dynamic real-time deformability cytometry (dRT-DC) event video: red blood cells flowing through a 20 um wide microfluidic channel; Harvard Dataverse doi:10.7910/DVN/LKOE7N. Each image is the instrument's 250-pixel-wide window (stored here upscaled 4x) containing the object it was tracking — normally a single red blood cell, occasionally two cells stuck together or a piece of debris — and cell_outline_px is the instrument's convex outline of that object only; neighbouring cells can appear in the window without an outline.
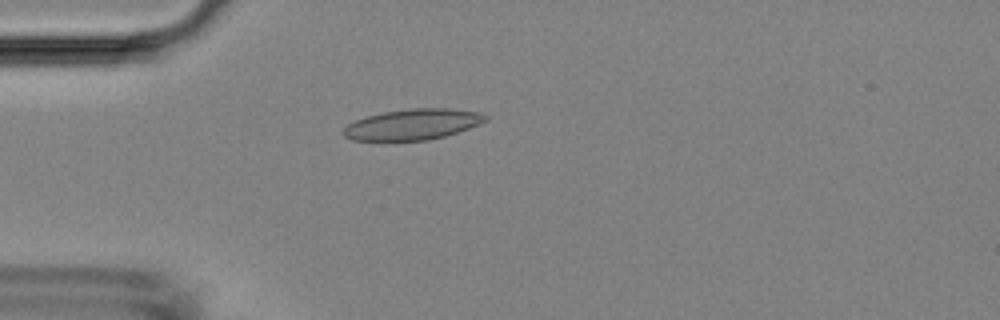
{"species": "Egyptian fruit bat (a non-hibernating species)", "species_latin": "Rousettus aegyptiacus", "temperature_condition": "room temperature", "stored_images_in_passage": 52, "camera_frame_rate_fps": 3000, "um_per_image_px": 0.085, "animal": {"sex": "female"}, "frame": {"image": 1, "passage_image": 14, "time_ms": 4.333, "image_size_px": [1000, 320], "cell_outline_px": [[488, 120], [468, 128], [444, 136], [428, 140], [352, 140], [344, 136], [340, 132], [348, 124], [356, 120], [368, 116], [384, 112], [412, 108], [448, 108], [480, 112], [488, 116]], "centroid_in_image_um": [35.08, 10.57], "position_along_channel_um": 49.9, "area_um2": 25.26}}
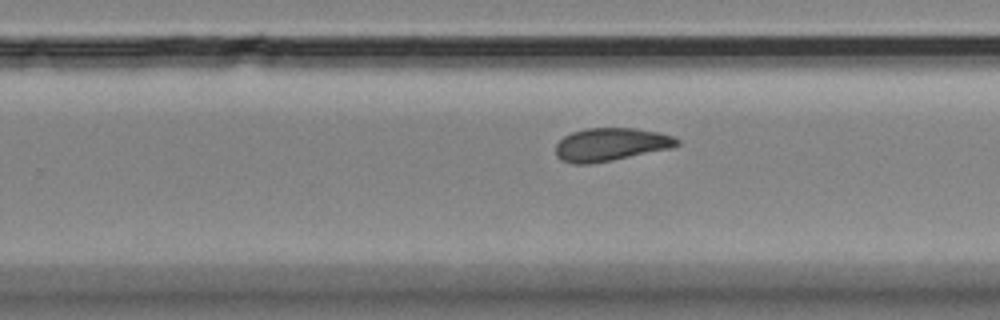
{"frame": {"image": 2, "passage_image": 33, "time_ms": 10.667, "image_size_px": [1000, 320], "cell_outline_px": [[680, 144], [672, 148], [592, 164], [572, 164], [560, 160], [556, 156], [556, 144], [564, 136], [572, 132], [588, 128], [636, 128], [656, 132], [672, 136], [680, 140]], "centroid_in_image_um": [51.89, 12.29], "position_along_channel_um": 277.9, "area_um2": 23.41}}
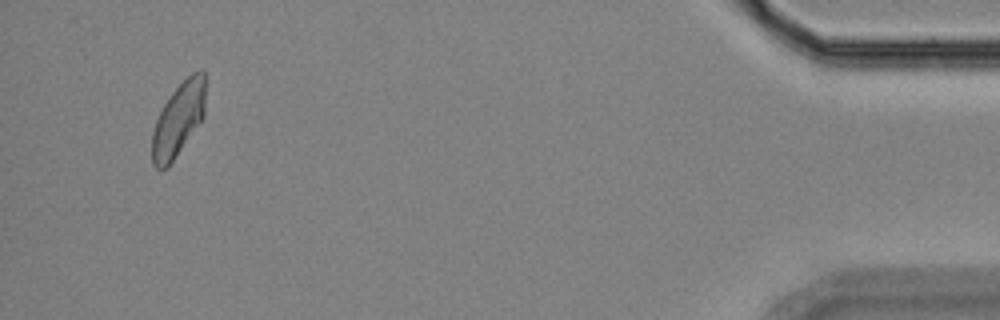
{"frame": {"image": 3, "passage_image": 50, "time_ms": 16.333, "image_size_px": [1000, 320], "cell_outline_px": [[204, 116], [168, 168], [156, 168], [152, 164], [152, 132], [156, 120], [164, 104], [172, 92], [192, 72], [200, 68], [204, 68]], "centroid_in_image_um": [15.15, 10.15], "position_along_channel_um": 420.0, "area_um2": 22.66}, "authors_computed_cell_mechanics": {"area_um2": 23.7847, "velocity_mm_per_s": 3.7712, "shape_relaxation_time_tau1_ms": null, "shape_relaxation_time_tau2_ms": 3.0118, "deformation_change_tau1": null, "deformation_change_tau2": 0.0802}}